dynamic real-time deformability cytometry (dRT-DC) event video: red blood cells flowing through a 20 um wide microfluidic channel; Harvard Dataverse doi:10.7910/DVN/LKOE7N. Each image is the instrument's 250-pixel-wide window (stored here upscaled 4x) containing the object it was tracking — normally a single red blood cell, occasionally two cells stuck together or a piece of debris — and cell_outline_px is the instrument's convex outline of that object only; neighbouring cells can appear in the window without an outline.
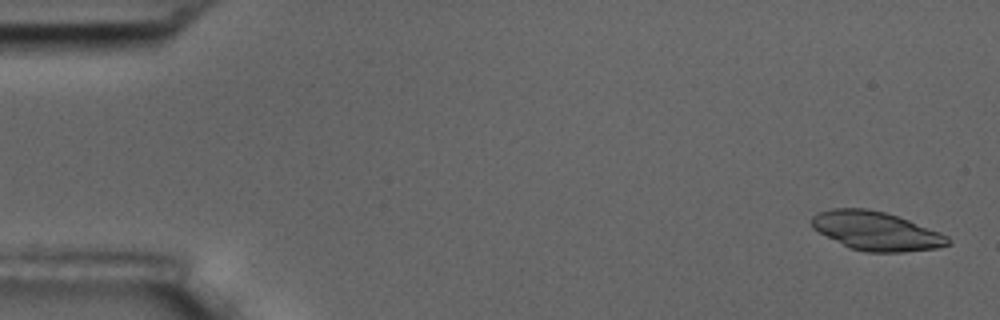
{"species": "common noctule bat (a hibernating species)", "species_latin": "Nyctalus noctula", "temperature_condition": "room temperature", "stored_images_in_passage": 5, "camera_frame_rate_fps": 3000, "um_per_image_px": 0.085, "animal": {"sex": "male", "body_mass_g": 17.5, "forearm_length_mm": 52.3}, "frame": {"image": 1, "passage_image": 1, "time_ms": 0.0, "image_size_px": [1000, 320], "cell_outline_px": [[952, 244], [936, 248], [904, 252], [868, 252], [848, 248], [812, 228], [812, 216], [816, 212], [832, 208], [868, 208], [884, 212], [908, 220], [940, 232], [948, 236], [952, 240]], "centroid_in_image_um": [74.47, 19.63], "position_along_channel_um": 10.5, "area_um2": 30.87}}